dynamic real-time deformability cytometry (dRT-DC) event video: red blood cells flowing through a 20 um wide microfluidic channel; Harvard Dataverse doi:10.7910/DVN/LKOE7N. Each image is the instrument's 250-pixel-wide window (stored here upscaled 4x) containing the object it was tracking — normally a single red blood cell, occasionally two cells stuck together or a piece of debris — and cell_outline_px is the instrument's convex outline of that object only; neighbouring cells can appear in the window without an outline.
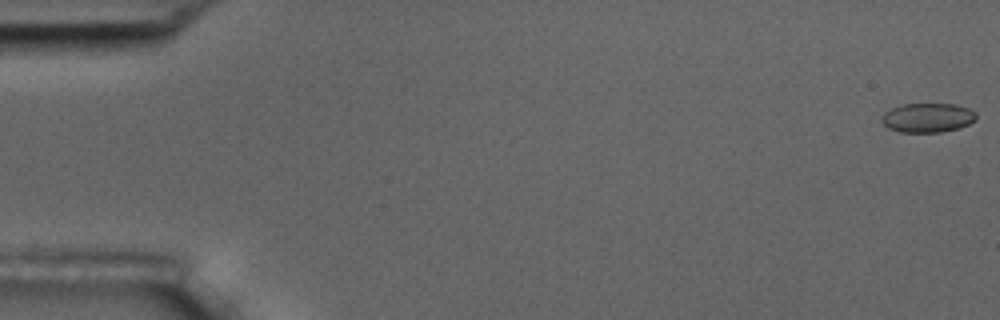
{"species": "common noctule bat (a hibernating species)", "species_latin": "Nyctalus noctula", "temperature_condition": "room temperature", "stored_images_in_passage": 5, "camera_frame_rate_fps": 3000, "um_per_image_px": 0.085, "animal": {"sex": "male", "body_mass_g": 17.5, "forearm_length_mm": 52.3}, "frame": {"image": 1, "passage_image": 1, "time_ms": 0.0, "image_size_px": [1000, 320], "cell_outline_px": [[976, 120], [960, 128], [940, 132], [900, 132], [888, 128], [880, 120], [884, 112], [892, 108], [904, 104], [956, 104], [968, 108], [976, 112]], "centroid_in_image_um": [78.86, 10.01], "position_along_channel_um": 6.1, "area_um2": 16.18}}
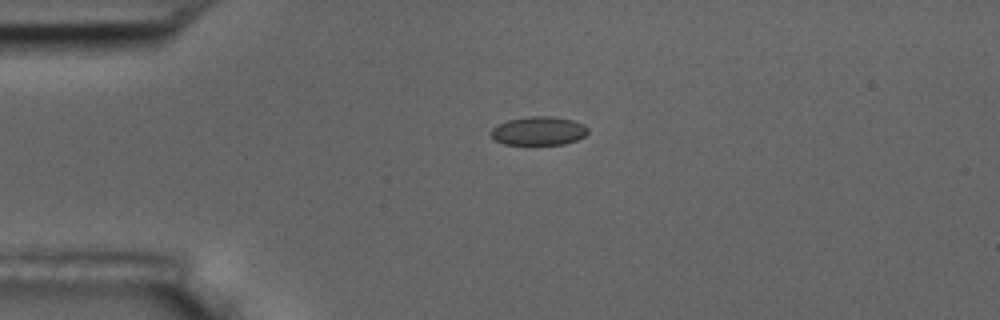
{"frame": {"image": 2, "passage_image": 4, "time_ms": 4.333, "image_size_px": [1000, 320], "cell_outline_px": [[588, 132], [584, 136], [576, 140], [564, 144], [504, 144], [496, 140], [488, 132], [496, 124], [508, 120], [528, 116], [552, 116], [572, 120], [584, 124], [588, 128]], "centroid_in_image_um": [45.76, 11.11], "position_along_channel_um": 39.2, "area_um2": 16.24}}